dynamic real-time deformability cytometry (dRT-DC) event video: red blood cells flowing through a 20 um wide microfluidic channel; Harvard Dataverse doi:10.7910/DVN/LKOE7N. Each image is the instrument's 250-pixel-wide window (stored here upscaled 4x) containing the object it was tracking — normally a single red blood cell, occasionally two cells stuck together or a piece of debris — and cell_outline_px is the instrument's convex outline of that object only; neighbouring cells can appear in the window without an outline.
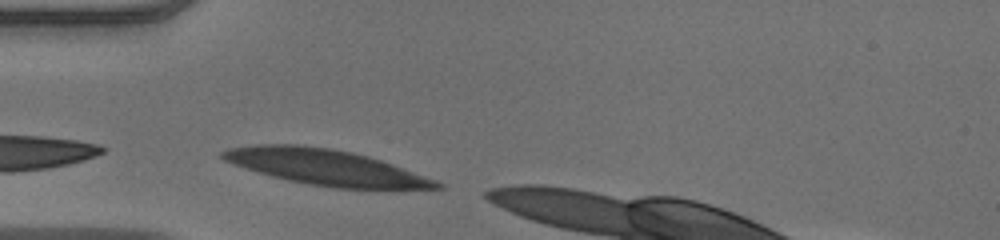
{"species": "human", "species_latin": "Homo sapiens", "temperature_condition": "warm", "stored_images_in_passage": 17, "camera_frame_rate_fps": 3000, "um_per_image_px": 0.085, "donor": {"sex": "male"}, "frame": {"image": 1, "passage_image": 1, "time_ms": 0.0, "image_size_px": [1000, 240], "cell_outline_px": [[444, 188], [336, 188], [288, 180], [272, 176], [224, 160], [220, 156], [220, 152], [228, 148], [260, 144], [296, 144], [328, 148], [352, 152], [368, 156], [380, 160], [432, 180], [440, 184]], "centroid_in_image_um": [27.58, 14.19], "position_along_channel_um": 57.4, "area_um2": 43.0}}
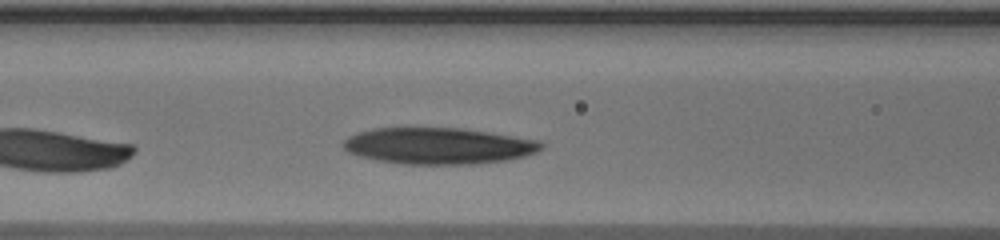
{"frame": {"image": 2, "passage_image": 7, "time_ms": 2.0, "image_size_px": [1000, 240], "cell_outline_px": [[544, 144], [536, 152], [524, 156], [504, 160], [472, 164], [400, 164], [380, 160], [364, 156], [352, 152], [344, 148], [344, 140], [348, 136], [360, 132], [376, 128], [460, 128], [536, 140]], "centroid_in_image_um": [37.26, 12.4], "position_along_channel_um": 129.3, "area_um2": 41.1}}
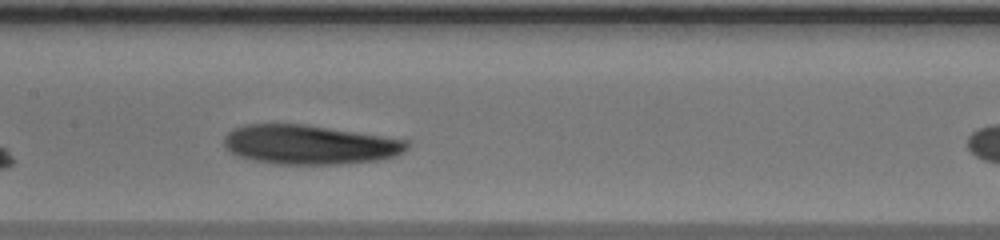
{"frame": {"image": 3, "passage_image": 11, "time_ms": 3.333, "image_size_px": [1000, 240], "cell_outline_px": [[408, 148], [404, 152], [396, 156], [376, 160], [336, 164], [276, 164], [256, 160], [240, 156], [232, 152], [224, 144], [224, 136], [232, 128], [248, 124], [304, 124], [408, 140]], "centroid_in_image_um": [26.31, 12.29], "position_along_channel_um": 181.1, "area_um2": 41.56}}